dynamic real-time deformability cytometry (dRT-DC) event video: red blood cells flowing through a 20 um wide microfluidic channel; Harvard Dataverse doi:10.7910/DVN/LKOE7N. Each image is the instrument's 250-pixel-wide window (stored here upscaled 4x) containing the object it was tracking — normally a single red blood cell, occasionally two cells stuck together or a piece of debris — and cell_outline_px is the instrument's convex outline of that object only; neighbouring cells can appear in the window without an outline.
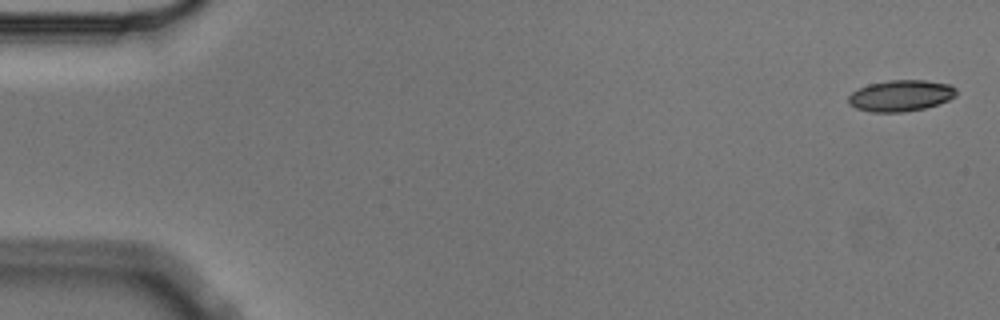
{"species": "Egyptian fruit bat (a non-hibernating species)", "species_latin": "Rousettus aegyptiacus", "temperature_condition": "cold", "stored_images_in_passage": 5, "camera_frame_rate_fps": 3000, "um_per_image_px": 0.085, "animal": {"sex": "male"}, "frame": {"image": 1, "passage_image": 1, "time_ms": 0.0, "image_size_px": [1000, 320], "cell_outline_px": [[956, 96], [948, 100], [924, 108], [904, 112], [872, 112], [856, 108], [848, 104], [848, 96], [852, 92], [868, 84], [888, 80], [924, 80], [948, 84], [956, 88]], "centroid_in_image_um": [76.54, 8.13], "position_along_channel_um": 8.5, "area_um2": 19.59}}
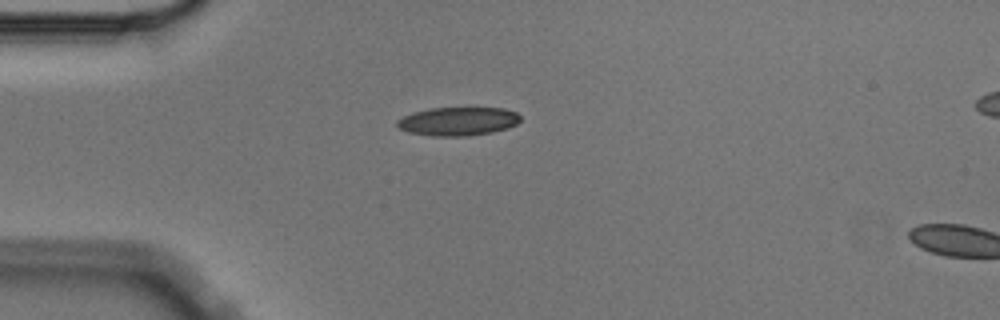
{"frame": {"image": 2, "passage_image": 4, "time_ms": 1.0, "image_size_px": [1000, 320], "cell_outline_px": [[520, 120], [516, 124], [508, 128], [492, 132], [468, 136], [432, 136], [408, 132], [400, 128], [396, 124], [396, 120], [412, 112], [428, 108], [504, 108], [516, 112], [520, 116]], "centroid_in_image_um": [38.92, 10.31], "position_along_channel_um": 46.1, "area_um2": 20.58}}